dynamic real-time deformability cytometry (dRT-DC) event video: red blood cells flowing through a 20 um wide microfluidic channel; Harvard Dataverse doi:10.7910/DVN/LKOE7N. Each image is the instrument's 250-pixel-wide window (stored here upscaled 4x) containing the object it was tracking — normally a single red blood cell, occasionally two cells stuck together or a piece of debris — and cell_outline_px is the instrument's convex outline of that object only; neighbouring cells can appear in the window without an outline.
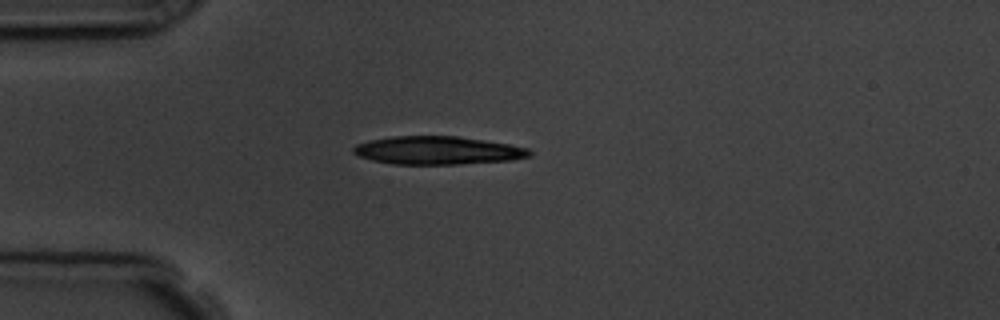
{"species": "common noctule bat (a hibernating species)", "species_latin": "Nyctalus noctula", "temperature_condition": "room temperature", "stored_images_in_passage": 4, "camera_frame_rate_fps": 3000, "um_per_image_px": 0.085, "animal": {"sex": "male", "body_mass_g": 19.5, "forearm_length_mm": 54.6}, "frame": {"image": 1, "passage_image": 4, "time_ms": 4.333, "image_size_px": [1000, 320], "cell_outline_px": [[532, 156], [512, 160], [460, 164], [392, 164], [372, 160], [360, 156], [352, 152], [352, 148], [356, 144], [368, 140], [392, 136], [456, 136], [484, 140], [508, 144], [528, 148], [532, 152]], "centroid_in_image_um": [37.19, 12.78], "position_along_channel_um": 47.8, "area_um2": 28.96}}